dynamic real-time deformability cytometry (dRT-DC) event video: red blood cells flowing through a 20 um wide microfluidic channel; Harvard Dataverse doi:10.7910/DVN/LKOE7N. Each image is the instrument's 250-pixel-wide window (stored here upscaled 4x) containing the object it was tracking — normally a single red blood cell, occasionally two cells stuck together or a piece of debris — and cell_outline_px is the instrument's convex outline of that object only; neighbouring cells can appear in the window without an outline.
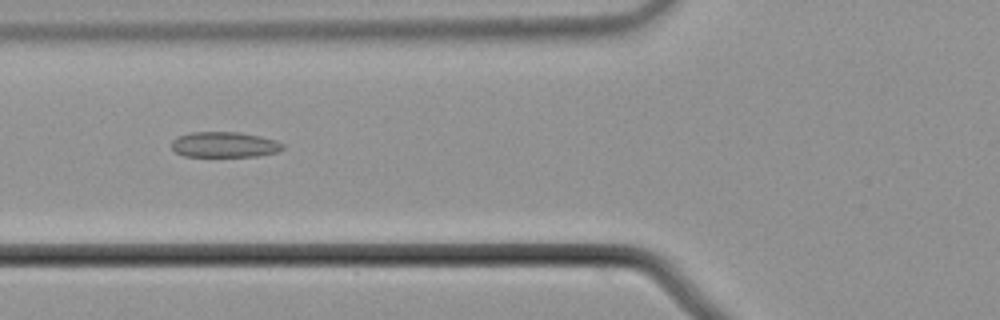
{"species": "common noctule bat (a hibernating species)", "species_latin": "Nyctalus noctula", "temperature_condition": "cold", "stored_images_in_passage": 9, "camera_frame_rate_fps": 3000, "um_per_image_px": 0.085, "animal": {"sex": "male", "body_mass_g": 21.5, "forearm_length_mm": 52.0}, "frame": {"image": 1, "passage_image": 6, "time_ms": 1.667, "image_size_px": [1000, 320], "cell_outline_px": [[284, 148], [276, 152], [256, 156], [184, 156], [176, 152], [172, 148], [172, 140], [188, 132], [240, 132], [260, 136], [276, 140], [284, 144]], "centroid_in_image_um": [19.08, 12.28], "position_along_channel_um": 106.7, "area_um2": 16.47}}
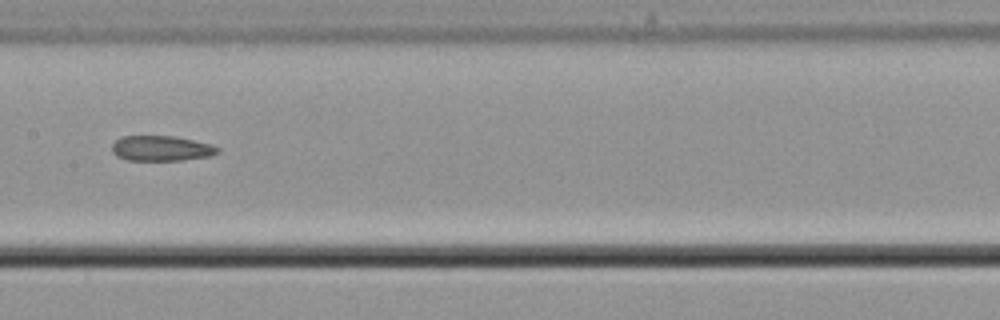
{"frame": {"image": 2, "passage_image": 8, "time_ms": 2.333, "image_size_px": [1000, 320], "cell_outline_px": [[220, 152], [212, 156], [184, 160], [128, 160], [116, 156], [112, 152], [112, 144], [120, 136], [176, 136], [212, 144], [220, 148]], "centroid_in_image_um": [13.74, 12.61], "position_along_channel_um": 193.7, "area_um2": 15.78}}
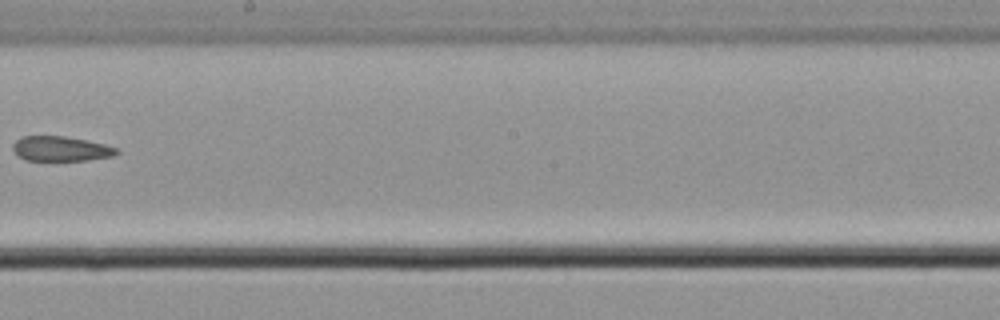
{"frame": {"image": 3, "passage_image": 9, "time_ms": 2.667, "image_size_px": [1000, 320], "cell_outline_px": [[120, 152], [112, 156], [88, 160], [24, 160], [12, 148], [12, 144], [20, 136], [64, 136], [104, 144], [116, 148]], "centroid_in_image_um": [5.15, 12.64], "position_along_channel_um": 243.1, "area_um2": 14.85}}